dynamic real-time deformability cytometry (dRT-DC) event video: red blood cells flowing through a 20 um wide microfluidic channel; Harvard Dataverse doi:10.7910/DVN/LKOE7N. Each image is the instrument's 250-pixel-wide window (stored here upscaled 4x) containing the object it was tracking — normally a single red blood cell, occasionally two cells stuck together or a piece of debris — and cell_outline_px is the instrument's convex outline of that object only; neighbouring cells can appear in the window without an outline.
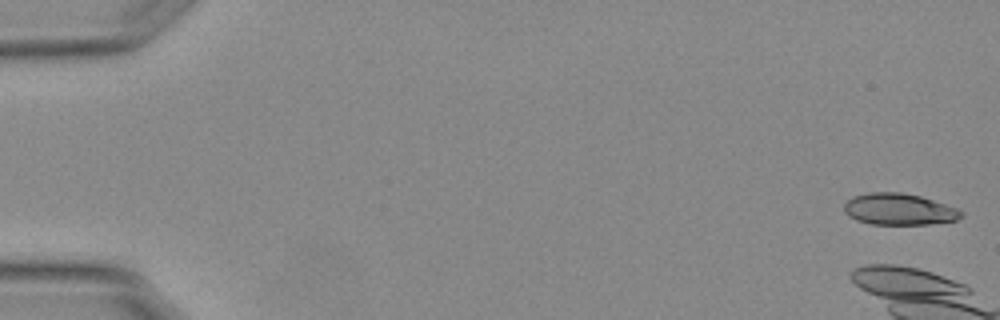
{"species": "Egyptian fruit bat (a non-hibernating species)", "species_latin": "Rousettus aegyptiacus", "temperature_condition": "warm", "stored_images_in_passage": 10, "camera_frame_rate_fps": 3000, "um_per_image_px": 0.085, "animal": {"sex": "female"}, "frame": {"image": 1, "passage_image": 1, "time_ms": 0.0, "image_size_px": [1000, 320], "cell_outline_px": [[964, 216], [956, 220], [928, 224], [872, 224], [856, 220], [848, 216], [844, 212], [844, 204], [852, 196], [868, 192], [900, 192], [920, 196], [956, 208], [964, 212]], "centroid_in_image_um": [76.39, 17.78], "position_along_channel_um": 8.6, "area_um2": 21.5}}